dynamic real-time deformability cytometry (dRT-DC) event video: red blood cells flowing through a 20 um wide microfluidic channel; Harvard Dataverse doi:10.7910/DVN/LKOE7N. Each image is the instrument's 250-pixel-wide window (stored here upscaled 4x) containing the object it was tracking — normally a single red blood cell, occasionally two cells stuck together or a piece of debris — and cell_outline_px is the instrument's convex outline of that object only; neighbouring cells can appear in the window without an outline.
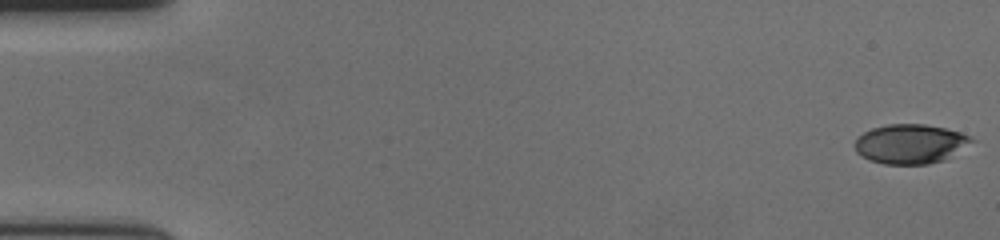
{"species": "human", "species_latin": "Homo sapiens", "temperature_condition": "cold", "stored_images_in_passage": 58, "camera_frame_rate_fps": 3000, "um_per_image_px": 0.085, "donor": {"sex": "female"}, "frame": {"image": 1, "passage_image": 1, "time_ms": 0.0, "image_size_px": [1000, 240], "cell_outline_px": [[976, 140], [944, 160], [928, 164], [884, 164], [868, 160], [860, 156], [856, 152], [856, 136], [872, 128], [888, 124], [924, 124], [944, 128], [960, 132], [972, 136]], "centroid_in_image_um": [77.37, 12.23], "position_along_channel_um": 7.6, "area_um2": 26.93}}
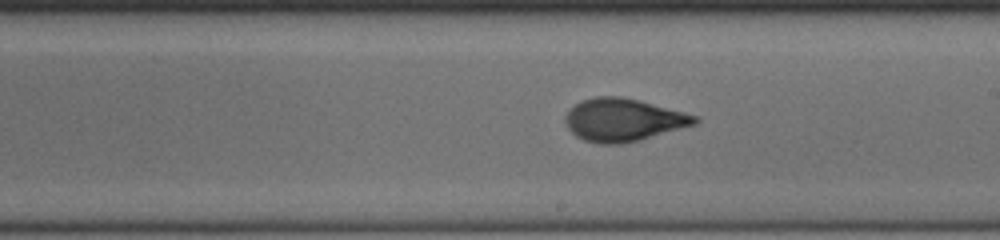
{"frame": {"image": 2, "passage_image": 34, "time_ms": 11.0, "image_size_px": [1000, 240], "cell_outline_px": [[700, 120], [696, 124], [640, 140], [620, 144], [596, 144], [584, 140], [576, 136], [568, 128], [564, 120], [564, 116], [580, 100], [596, 96], [620, 96], [640, 100], [700, 116]], "centroid_in_image_um": [52.99, 10.19], "position_along_channel_um": 236.0, "area_um2": 32.48}}
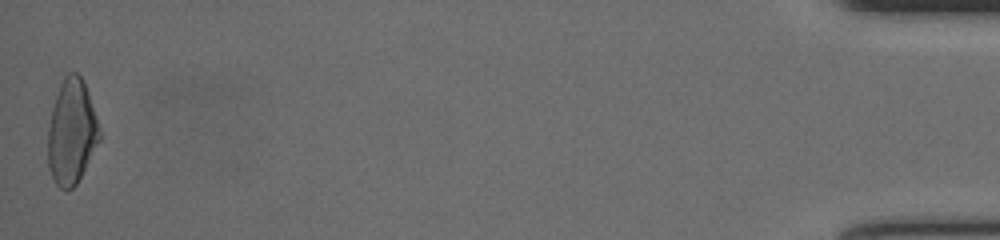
{"frame": {"image": 3, "passage_image": 58, "time_ms": 19.0, "image_size_px": [1000, 240], "cell_outline_px": [[100, 140], [76, 184], [72, 188], [60, 188], [56, 184], [48, 168], [48, 128], [52, 108], [60, 84], [64, 76], [68, 72], [76, 72], [84, 80], [100, 128]], "centroid_in_image_um": [6.08, 11.19], "position_along_channel_um": 429.1, "area_um2": 31.33}, "authors_computed_cell_mechanics": {"area_um2": 30.923, "velocity_mm_per_s": 3.6383, "shape_relaxation_time_tau1_ms": 4.8995, "shape_relaxation_time_tau2_ms": 1.0548, "deformation_change_tau1": 0.2006, "deformation_change_tau2": 0.0705}}